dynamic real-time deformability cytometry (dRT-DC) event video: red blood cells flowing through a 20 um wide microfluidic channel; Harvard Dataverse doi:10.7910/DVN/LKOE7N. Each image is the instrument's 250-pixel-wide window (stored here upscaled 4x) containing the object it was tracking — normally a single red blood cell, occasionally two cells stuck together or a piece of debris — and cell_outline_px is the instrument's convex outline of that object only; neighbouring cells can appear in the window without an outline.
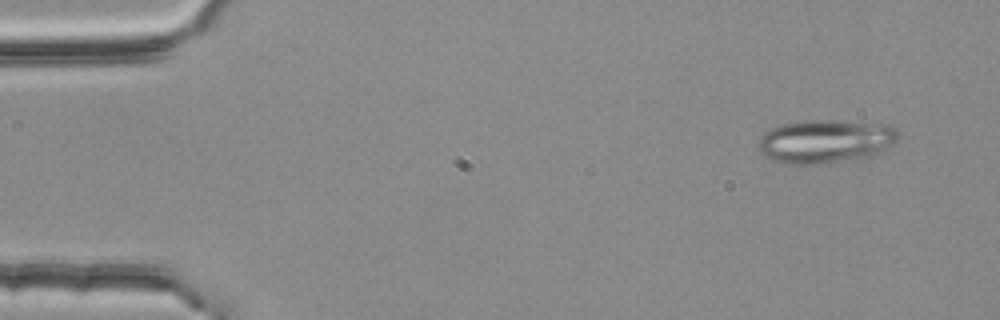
{"species": "common noctule bat (a hibernating species)", "species_latin": "Nyctalus noctula", "temperature_condition": "room temperature", "stored_images_in_passage": 3, "camera_frame_rate_fps": 3000, "um_per_image_px": 0.085, "animal": {"sex": "female", "body_mass_g": 25.1}, "frame": {"image": 1, "passage_image": 1, "time_ms": 0.0, "image_size_px": [1000, 320], "cell_outline_px": [[896, 140], [884, 152], [868, 156], [804, 164], [792, 164], [776, 160], [760, 152], [756, 144], [760, 136], [764, 132], [772, 128], [784, 124], [812, 120], [832, 120], [888, 124], [896, 132]], "centroid_in_image_um": [70.14, 11.98], "position_along_channel_um": 14.9, "area_um2": 34.56}}